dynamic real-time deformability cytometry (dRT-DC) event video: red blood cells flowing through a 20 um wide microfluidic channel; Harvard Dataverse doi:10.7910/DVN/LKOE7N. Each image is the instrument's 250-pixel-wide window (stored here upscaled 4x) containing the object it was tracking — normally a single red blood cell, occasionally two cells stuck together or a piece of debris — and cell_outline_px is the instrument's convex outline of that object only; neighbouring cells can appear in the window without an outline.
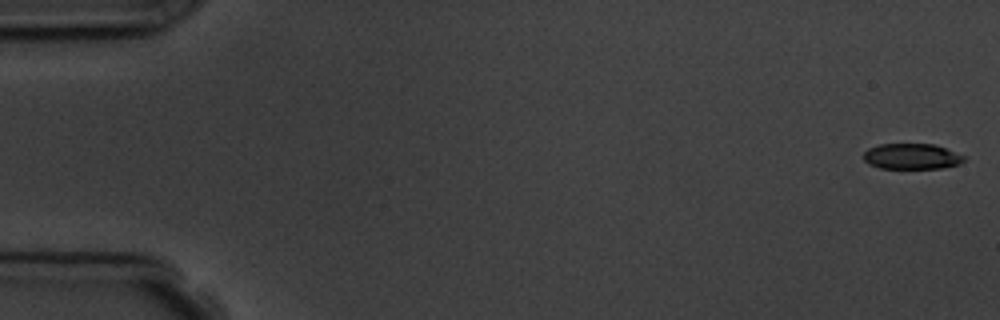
{"species": "common noctule bat (a hibernating species)", "species_latin": "Nyctalus noctula", "temperature_condition": "room temperature", "stored_images_in_passage": 9, "camera_frame_rate_fps": 3000, "um_per_image_px": 0.085, "animal": {"sex": "male", "body_mass_g": 19.5, "forearm_length_mm": 54.6}, "frame": {"image": 1, "passage_image": 1, "time_ms": 0.0, "image_size_px": [1000, 320], "cell_outline_px": [[964, 160], [960, 164], [940, 168], [880, 168], [868, 164], [864, 160], [864, 152], [868, 148], [880, 144], [936, 144], [964, 156]], "centroid_in_image_um": [77.48, 13.29], "position_along_channel_um": 7.5, "area_um2": 14.97}}
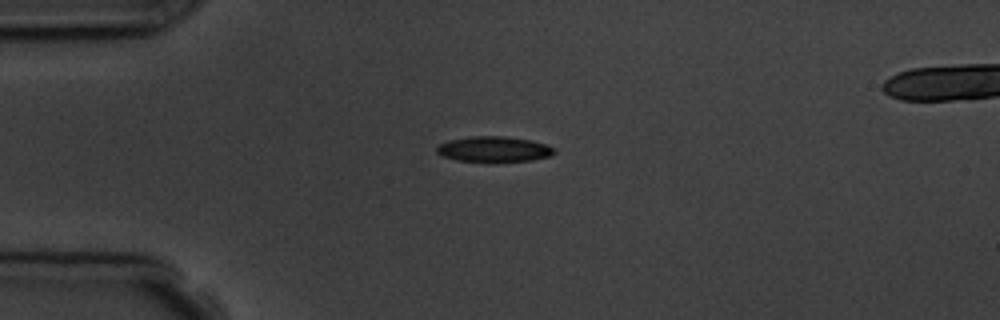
{"frame": {"image": 2, "passage_image": 4, "time_ms": 4.333, "image_size_px": [1000, 320], "cell_outline_px": [[556, 152], [548, 156], [532, 160], [456, 160], [444, 156], [436, 152], [436, 148], [440, 144], [448, 140], [472, 136], [504, 136], [532, 140], [556, 148]], "centroid_in_image_um": [41.99, 12.65], "position_along_channel_um": 43.0, "area_um2": 16.94}}